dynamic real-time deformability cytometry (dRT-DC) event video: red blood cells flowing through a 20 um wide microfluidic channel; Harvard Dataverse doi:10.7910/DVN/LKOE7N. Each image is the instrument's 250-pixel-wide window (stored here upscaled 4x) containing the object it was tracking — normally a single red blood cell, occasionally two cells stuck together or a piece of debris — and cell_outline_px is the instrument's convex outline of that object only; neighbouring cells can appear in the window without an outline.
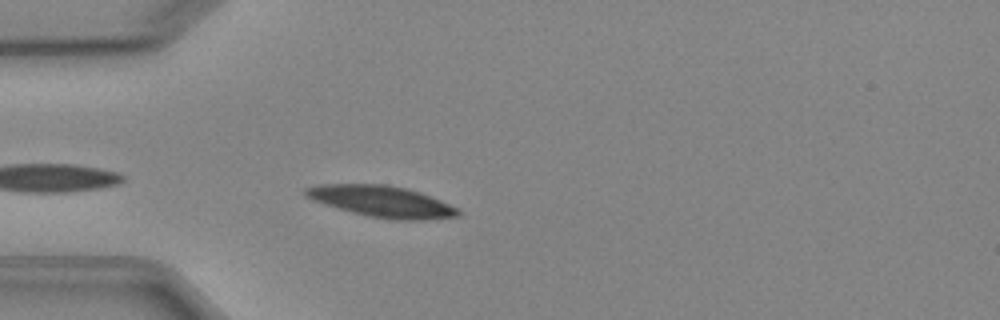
{"species": "Egyptian fruit bat (a non-hibernating species)", "species_latin": "Rousettus aegyptiacus", "temperature_condition": "cold", "stored_images_in_passage": 3, "camera_frame_rate_fps": 3000, "um_per_image_px": 0.085, "animal": {"sex": "female"}, "frame": {"image": 1, "passage_image": 3, "time_ms": 3.333, "image_size_px": [1000, 320], "cell_outline_px": [[460, 216], [424, 220], [396, 220], [368, 216], [352, 212], [324, 204], [312, 200], [304, 196], [304, 188], [320, 184], [384, 184], [404, 188], [420, 192], [460, 208]], "centroid_in_image_um": [32.46, 17.12], "position_along_channel_um": 52.5, "area_um2": 27.86}}